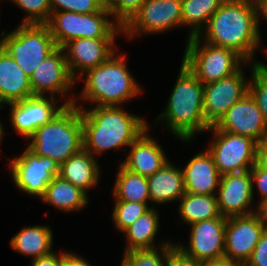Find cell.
<instances>
[{
  "label": "cell",
  "instance_id": "8fae6325",
  "mask_svg": "<svg viewBox=\"0 0 267 266\" xmlns=\"http://www.w3.org/2000/svg\"><path fill=\"white\" fill-rule=\"evenodd\" d=\"M7 160L15 186L39 199L52 179L59 176L60 166L57 162L48 156L35 155L27 147L20 156L12 159L7 157Z\"/></svg>",
  "mask_w": 267,
  "mask_h": 266
},
{
  "label": "cell",
  "instance_id": "d6986e66",
  "mask_svg": "<svg viewBox=\"0 0 267 266\" xmlns=\"http://www.w3.org/2000/svg\"><path fill=\"white\" fill-rule=\"evenodd\" d=\"M226 217L199 221L189 225V245L177 244L186 255L197 261L224 257Z\"/></svg>",
  "mask_w": 267,
  "mask_h": 266
},
{
  "label": "cell",
  "instance_id": "bcb514c9",
  "mask_svg": "<svg viewBox=\"0 0 267 266\" xmlns=\"http://www.w3.org/2000/svg\"><path fill=\"white\" fill-rule=\"evenodd\" d=\"M114 0H103V8H108V6L113 2Z\"/></svg>",
  "mask_w": 267,
  "mask_h": 266
},
{
  "label": "cell",
  "instance_id": "5b68a950",
  "mask_svg": "<svg viewBox=\"0 0 267 266\" xmlns=\"http://www.w3.org/2000/svg\"><path fill=\"white\" fill-rule=\"evenodd\" d=\"M30 151L48 156L60 166L70 156L83 149V126L80 109L65 106L51 121L41 125L28 138Z\"/></svg>",
  "mask_w": 267,
  "mask_h": 266
},
{
  "label": "cell",
  "instance_id": "3957f363",
  "mask_svg": "<svg viewBox=\"0 0 267 266\" xmlns=\"http://www.w3.org/2000/svg\"><path fill=\"white\" fill-rule=\"evenodd\" d=\"M203 83L181 62L179 76L164 111L156 123H162L182 142H190L211 127L204 118Z\"/></svg>",
  "mask_w": 267,
  "mask_h": 266
},
{
  "label": "cell",
  "instance_id": "5bb4252c",
  "mask_svg": "<svg viewBox=\"0 0 267 266\" xmlns=\"http://www.w3.org/2000/svg\"><path fill=\"white\" fill-rule=\"evenodd\" d=\"M250 78L243 69L215 82L203 84L204 118L214 126L221 117L249 92Z\"/></svg>",
  "mask_w": 267,
  "mask_h": 266
},
{
  "label": "cell",
  "instance_id": "8992f818",
  "mask_svg": "<svg viewBox=\"0 0 267 266\" xmlns=\"http://www.w3.org/2000/svg\"><path fill=\"white\" fill-rule=\"evenodd\" d=\"M57 47L77 38H116L122 26L112 17L108 8L99 12L82 14L69 11L51 12L45 23Z\"/></svg>",
  "mask_w": 267,
  "mask_h": 266
},
{
  "label": "cell",
  "instance_id": "d590c367",
  "mask_svg": "<svg viewBox=\"0 0 267 266\" xmlns=\"http://www.w3.org/2000/svg\"><path fill=\"white\" fill-rule=\"evenodd\" d=\"M146 0H114L108 10L112 17L123 26Z\"/></svg>",
  "mask_w": 267,
  "mask_h": 266
},
{
  "label": "cell",
  "instance_id": "681fc988",
  "mask_svg": "<svg viewBox=\"0 0 267 266\" xmlns=\"http://www.w3.org/2000/svg\"><path fill=\"white\" fill-rule=\"evenodd\" d=\"M120 266H128V265L122 260Z\"/></svg>",
  "mask_w": 267,
  "mask_h": 266
},
{
  "label": "cell",
  "instance_id": "ba28073f",
  "mask_svg": "<svg viewBox=\"0 0 267 266\" xmlns=\"http://www.w3.org/2000/svg\"><path fill=\"white\" fill-rule=\"evenodd\" d=\"M182 62L203 84L229 77L247 64L233 50L209 44L198 36L186 41Z\"/></svg>",
  "mask_w": 267,
  "mask_h": 266
},
{
  "label": "cell",
  "instance_id": "484cf974",
  "mask_svg": "<svg viewBox=\"0 0 267 266\" xmlns=\"http://www.w3.org/2000/svg\"><path fill=\"white\" fill-rule=\"evenodd\" d=\"M9 244L12 250L33 260L53 251V233L48 225L24 226L10 239Z\"/></svg>",
  "mask_w": 267,
  "mask_h": 266
},
{
  "label": "cell",
  "instance_id": "b9f144b4",
  "mask_svg": "<svg viewBox=\"0 0 267 266\" xmlns=\"http://www.w3.org/2000/svg\"><path fill=\"white\" fill-rule=\"evenodd\" d=\"M256 164L264 170H267V141L257 144Z\"/></svg>",
  "mask_w": 267,
  "mask_h": 266
},
{
  "label": "cell",
  "instance_id": "30bf717a",
  "mask_svg": "<svg viewBox=\"0 0 267 266\" xmlns=\"http://www.w3.org/2000/svg\"><path fill=\"white\" fill-rule=\"evenodd\" d=\"M181 8L182 0H146L122 26V35L130 41L140 35H156L181 27Z\"/></svg>",
  "mask_w": 267,
  "mask_h": 266
},
{
  "label": "cell",
  "instance_id": "e0dca14e",
  "mask_svg": "<svg viewBox=\"0 0 267 266\" xmlns=\"http://www.w3.org/2000/svg\"><path fill=\"white\" fill-rule=\"evenodd\" d=\"M116 38H77L66 43L62 49L71 76L77 82L88 70L104 63L117 48Z\"/></svg>",
  "mask_w": 267,
  "mask_h": 266
},
{
  "label": "cell",
  "instance_id": "6da1fadb",
  "mask_svg": "<svg viewBox=\"0 0 267 266\" xmlns=\"http://www.w3.org/2000/svg\"><path fill=\"white\" fill-rule=\"evenodd\" d=\"M198 37L209 44L233 50L247 63L262 62L254 59L262 43L256 0H225Z\"/></svg>",
  "mask_w": 267,
  "mask_h": 266
},
{
  "label": "cell",
  "instance_id": "8d00e7d4",
  "mask_svg": "<svg viewBox=\"0 0 267 266\" xmlns=\"http://www.w3.org/2000/svg\"><path fill=\"white\" fill-rule=\"evenodd\" d=\"M166 266H201V261L186 255L176 244L167 253Z\"/></svg>",
  "mask_w": 267,
  "mask_h": 266
},
{
  "label": "cell",
  "instance_id": "9a60e30c",
  "mask_svg": "<svg viewBox=\"0 0 267 266\" xmlns=\"http://www.w3.org/2000/svg\"><path fill=\"white\" fill-rule=\"evenodd\" d=\"M76 83L70 74L65 52L61 47H57L48 55L30 77L34 96L46 97L47 93L51 97L60 96V98L65 99L66 96L70 95V89L72 90Z\"/></svg>",
  "mask_w": 267,
  "mask_h": 266
},
{
  "label": "cell",
  "instance_id": "7dc6e473",
  "mask_svg": "<svg viewBox=\"0 0 267 266\" xmlns=\"http://www.w3.org/2000/svg\"><path fill=\"white\" fill-rule=\"evenodd\" d=\"M6 132L4 131V128L3 127H0V145H1V141H2V138L4 137V134Z\"/></svg>",
  "mask_w": 267,
  "mask_h": 266
},
{
  "label": "cell",
  "instance_id": "e575fe53",
  "mask_svg": "<svg viewBox=\"0 0 267 266\" xmlns=\"http://www.w3.org/2000/svg\"><path fill=\"white\" fill-rule=\"evenodd\" d=\"M51 12L69 11L89 14L103 8V0H49Z\"/></svg>",
  "mask_w": 267,
  "mask_h": 266
},
{
  "label": "cell",
  "instance_id": "836d02e7",
  "mask_svg": "<svg viewBox=\"0 0 267 266\" xmlns=\"http://www.w3.org/2000/svg\"><path fill=\"white\" fill-rule=\"evenodd\" d=\"M18 8L26 13L21 23L45 24L51 15L49 0H11Z\"/></svg>",
  "mask_w": 267,
  "mask_h": 266
},
{
  "label": "cell",
  "instance_id": "83f0119b",
  "mask_svg": "<svg viewBox=\"0 0 267 266\" xmlns=\"http://www.w3.org/2000/svg\"><path fill=\"white\" fill-rule=\"evenodd\" d=\"M113 187L114 200L151 204L147 177L125 169L121 164Z\"/></svg>",
  "mask_w": 267,
  "mask_h": 266
},
{
  "label": "cell",
  "instance_id": "ee69618b",
  "mask_svg": "<svg viewBox=\"0 0 267 266\" xmlns=\"http://www.w3.org/2000/svg\"><path fill=\"white\" fill-rule=\"evenodd\" d=\"M256 3L258 9V30L260 37L262 38L260 33V19L264 18L267 21V0H256Z\"/></svg>",
  "mask_w": 267,
  "mask_h": 266
},
{
  "label": "cell",
  "instance_id": "74e56055",
  "mask_svg": "<svg viewBox=\"0 0 267 266\" xmlns=\"http://www.w3.org/2000/svg\"><path fill=\"white\" fill-rule=\"evenodd\" d=\"M250 173L252 176V186H253V194L256 187L258 195H260L259 198L260 201H258L259 205L262 203L266 197H267V170L261 169L257 164H255L251 169Z\"/></svg>",
  "mask_w": 267,
  "mask_h": 266
},
{
  "label": "cell",
  "instance_id": "44dd1931",
  "mask_svg": "<svg viewBox=\"0 0 267 266\" xmlns=\"http://www.w3.org/2000/svg\"><path fill=\"white\" fill-rule=\"evenodd\" d=\"M186 193L216 195L221 175L216 168L213 156L207 149L197 153L182 168Z\"/></svg>",
  "mask_w": 267,
  "mask_h": 266
},
{
  "label": "cell",
  "instance_id": "ab89813d",
  "mask_svg": "<svg viewBox=\"0 0 267 266\" xmlns=\"http://www.w3.org/2000/svg\"><path fill=\"white\" fill-rule=\"evenodd\" d=\"M60 253L52 251L48 255L33 259L31 266H62L63 252L61 251Z\"/></svg>",
  "mask_w": 267,
  "mask_h": 266
},
{
  "label": "cell",
  "instance_id": "7c38bea8",
  "mask_svg": "<svg viewBox=\"0 0 267 266\" xmlns=\"http://www.w3.org/2000/svg\"><path fill=\"white\" fill-rule=\"evenodd\" d=\"M266 229L267 219L260 212L228 217L224 256L239 266H245Z\"/></svg>",
  "mask_w": 267,
  "mask_h": 266
},
{
  "label": "cell",
  "instance_id": "7402d4cb",
  "mask_svg": "<svg viewBox=\"0 0 267 266\" xmlns=\"http://www.w3.org/2000/svg\"><path fill=\"white\" fill-rule=\"evenodd\" d=\"M33 96L30 77L0 47V104L4 106Z\"/></svg>",
  "mask_w": 267,
  "mask_h": 266
},
{
  "label": "cell",
  "instance_id": "4dcf8cb0",
  "mask_svg": "<svg viewBox=\"0 0 267 266\" xmlns=\"http://www.w3.org/2000/svg\"><path fill=\"white\" fill-rule=\"evenodd\" d=\"M161 243V244H160ZM175 243L172 241L159 242L158 248L131 250L123 252V261L128 266H166L168 250Z\"/></svg>",
  "mask_w": 267,
  "mask_h": 266
},
{
  "label": "cell",
  "instance_id": "277c9868",
  "mask_svg": "<svg viewBox=\"0 0 267 266\" xmlns=\"http://www.w3.org/2000/svg\"><path fill=\"white\" fill-rule=\"evenodd\" d=\"M126 61L125 54L118 55L116 50L104 63L83 74L84 87L78 97L75 95L73 105L83 100L95 106H121L143 93Z\"/></svg>",
  "mask_w": 267,
  "mask_h": 266
},
{
  "label": "cell",
  "instance_id": "52a82bcc",
  "mask_svg": "<svg viewBox=\"0 0 267 266\" xmlns=\"http://www.w3.org/2000/svg\"><path fill=\"white\" fill-rule=\"evenodd\" d=\"M0 47L13 57L29 77L39 64L57 48L48 26L35 23H20L8 34L2 31Z\"/></svg>",
  "mask_w": 267,
  "mask_h": 266
},
{
  "label": "cell",
  "instance_id": "cb8c5ba5",
  "mask_svg": "<svg viewBox=\"0 0 267 266\" xmlns=\"http://www.w3.org/2000/svg\"><path fill=\"white\" fill-rule=\"evenodd\" d=\"M147 180L150 199L154 204L178 202L185 194L182 169L169 161Z\"/></svg>",
  "mask_w": 267,
  "mask_h": 266
},
{
  "label": "cell",
  "instance_id": "4fadbf2b",
  "mask_svg": "<svg viewBox=\"0 0 267 266\" xmlns=\"http://www.w3.org/2000/svg\"><path fill=\"white\" fill-rule=\"evenodd\" d=\"M74 99L75 96L71 95L59 105V99L54 97L33 96L7 104L10 107L11 125L17 134L28 139L37 128L51 121L65 106L73 105Z\"/></svg>",
  "mask_w": 267,
  "mask_h": 266
},
{
  "label": "cell",
  "instance_id": "7a4b0ae2",
  "mask_svg": "<svg viewBox=\"0 0 267 266\" xmlns=\"http://www.w3.org/2000/svg\"><path fill=\"white\" fill-rule=\"evenodd\" d=\"M80 109L83 148L96 157L107 150L129 147L147 128L143 117L123 110V106H92Z\"/></svg>",
  "mask_w": 267,
  "mask_h": 266
},
{
  "label": "cell",
  "instance_id": "f6af8a7d",
  "mask_svg": "<svg viewBox=\"0 0 267 266\" xmlns=\"http://www.w3.org/2000/svg\"><path fill=\"white\" fill-rule=\"evenodd\" d=\"M258 212H260L267 219V197L258 205Z\"/></svg>",
  "mask_w": 267,
  "mask_h": 266
},
{
  "label": "cell",
  "instance_id": "9c48e42d",
  "mask_svg": "<svg viewBox=\"0 0 267 266\" xmlns=\"http://www.w3.org/2000/svg\"><path fill=\"white\" fill-rule=\"evenodd\" d=\"M207 132L213 133V139L206 149L213 156L221 176L248 171L256 164L258 143L252 138L220 131L213 126Z\"/></svg>",
  "mask_w": 267,
  "mask_h": 266
},
{
  "label": "cell",
  "instance_id": "ffe728a7",
  "mask_svg": "<svg viewBox=\"0 0 267 266\" xmlns=\"http://www.w3.org/2000/svg\"><path fill=\"white\" fill-rule=\"evenodd\" d=\"M129 147L130 150L125 160L120 164L125 169L141 176H152L168 162L162 146L149 135V128Z\"/></svg>",
  "mask_w": 267,
  "mask_h": 266
},
{
  "label": "cell",
  "instance_id": "603a6c76",
  "mask_svg": "<svg viewBox=\"0 0 267 266\" xmlns=\"http://www.w3.org/2000/svg\"><path fill=\"white\" fill-rule=\"evenodd\" d=\"M100 172L97 158L83 148L60 165L59 176L87 193L98 185Z\"/></svg>",
  "mask_w": 267,
  "mask_h": 266
},
{
  "label": "cell",
  "instance_id": "d6a6232c",
  "mask_svg": "<svg viewBox=\"0 0 267 266\" xmlns=\"http://www.w3.org/2000/svg\"><path fill=\"white\" fill-rule=\"evenodd\" d=\"M151 208L145 203L115 200L111 214L113 224L122 233Z\"/></svg>",
  "mask_w": 267,
  "mask_h": 266
},
{
  "label": "cell",
  "instance_id": "60d3db41",
  "mask_svg": "<svg viewBox=\"0 0 267 266\" xmlns=\"http://www.w3.org/2000/svg\"><path fill=\"white\" fill-rule=\"evenodd\" d=\"M62 266H91V264L84 259V257L76 255L72 252L63 251V264Z\"/></svg>",
  "mask_w": 267,
  "mask_h": 266
},
{
  "label": "cell",
  "instance_id": "7bdbcfd3",
  "mask_svg": "<svg viewBox=\"0 0 267 266\" xmlns=\"http://www.w3.org/2000/svg\"><path fill=\"white\" fill-rule=\"evenodd\" d=\"M201 266H239L230 261L227 257L201 261Z\"/></svg>",
  "mask_w": 267,
  "mask_h": 266
},
{
  "label": "cell",
  "instance_id": "d4e9b609",
  "mask_svg": "<svg viewBox=\"0 0 267 266\" xmlns=\"http://www.w3.org/2000/svg\"><path fill=\"white\" fill-rule=\"evenodd\" d=\"M88 193L70 182L56 176L48 184L46 192L40 198L43 203L54 206L59 211L79 212L88 205Z\"/></svg>",
  "mask_w": 267,
  "mask_h": 266
},
{
  "label": "cell",
  "instance_id": "1f68e13d",
  "mask_svg": "<svg viewBox=\"0 0 267 266\" xmlns=\"http://www.w3.org/2000/svg\"><path fill=\"white\" fill-rule=\"evenodd\" d=\"M247 64L251 66L249 71L251 72L249 93L262 112L267 125V65L264 62Z\"/></svg>",
  "mask_w": 267,
  "mask_h": 266
},
{
  "label": "cell",
  "instance_id": "f35d334b",
  "mask_svg": "<svg viewBox=\"0 0 267 266\" xmlns=\"http://www.w3.org/2000/svg\"><path fill=\"white\" fill-rule=\"evenodd\" d=\"M245 266H267V229L261 235L259 242Z\"/></svg>",
  "mask_w": 267,
  "mask_h": 266
},
{
  "label": "cell",
  "instance_id": "ac0fdd59",
  "mask_svg": "<svg viewBox=\"0 0 267 266\" xmlns=\"http://www.w3.org/2000/svg\"><path fill=\"white\" fill-rule=\"evenodd\" d=\"M215 129L267 141V125L254 98L248 92L213 126Z\"/></svg>",
  "mask_w": 267,
  "mask_h": 266
},
{
  "label": "cell",
  "instance_id": "c3c4849f",
  "mask_svg": "<svg viewBox=\"0 0 267 266\" xmlns=\"http://www.w3.org/2000/svg\"><path fill=\"white\" fill-rule=\"evenodd\" d=\"M0 109H4V106L1 104H0ZM0 127H3L1 120H0Z\"/></svg>",
  "mask_w": 267,
  "mask_h": 266
},
{
  "label": "cell",
  "instance_id": "2e32d148",
  "mask_svg": "<svg viewBox=\"0 0 267 266\" xmlns=\"http://www.w3.org/2000/svg\"><path fill=\"white\" fill-rule=\"evenodd\" d=\"M217 191V203L221 216L228 218L258 212V205H255L256 209L251 207L254 206L255 195L250 170L222 175Z\"/></svg>",
  "mask_w": 267,
  "mask_h": 266
},
{
  "label": "cell",
  "instance_id": "4316f807",
  "mask_svg": "<svg viewBox=\"0 0 267 266\" xmlns=\"http://www.w3.org/2000/svg\"><path fill=\"white\" fill-rule=\"evenodd\" d=\"M154 207L122 232L127 243L125 252L159 247L155 244V237L160 227V215Z\"/></svg>",
  "mask_w": 267,
  "mask_h": 266
},
{
  "label": "cell",
  "instance_id": "f546056e",
  "mask_svg": "<svg viewBox=\"0 0 267 266\" xmlns=\"http://www.w3.org/2000/svg\"><path fill=\"white\" fill-rule=\"evenodd\" d=\"M225 0H182V26L189 27L187 40L198 36ZM204 26V27H203Z\"/></svg>",
  "mask_w": 267,
  "mask_h": 266
},
{
  "label": "cell",
  "instance_id": "f1b7e54d",
  "mask_svg": "<svg viewBox=\"0 0 267 266\" xmlns=\"http://www.w3.org/2000/svg\"><path fill=\"white\" fill-rule=\"evenodd\" d=\"M179 203V217L187 225L220 216L216 195L185 192Z\"/></svg>",
  "mask_w": 267,
  "mask_h": 266
}]
</instances>
